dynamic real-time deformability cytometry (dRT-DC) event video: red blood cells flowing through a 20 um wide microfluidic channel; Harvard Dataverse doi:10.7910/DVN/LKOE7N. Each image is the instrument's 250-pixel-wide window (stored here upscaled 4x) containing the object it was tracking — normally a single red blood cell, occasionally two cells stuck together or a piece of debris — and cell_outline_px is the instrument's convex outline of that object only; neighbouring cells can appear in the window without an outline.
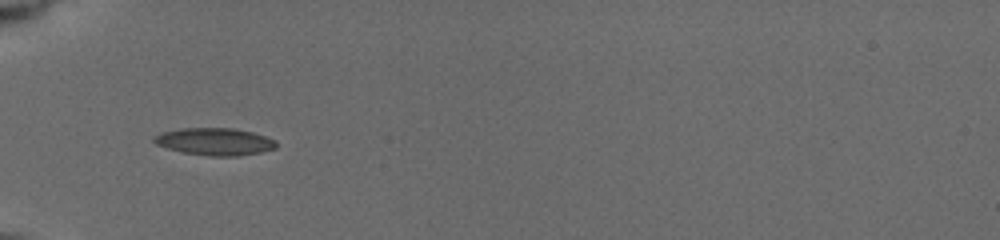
{"species": "common noctule bat (a hibernating species)", "species_latin": "Nyctalus noctula", "temperature_condition": "cold", "stored_images_in_passage": 27, "camera_frame_rate_fps": 3000, "um_per_image_px": 0.085, "animal": {"sex": "female", "body_mass_g": 19.5, "forearm_length_mm": 54.1}, "frame": {"image": 1, "passage_image": 1, "time_ms": 0.0, "image_size_px": [1000, 240], "cell_outline_px": [[276, 148], [260, 152], [236, 156], [208, 156], [184, 152], [168, 148], [156, 144], [152, 140], [152, 136], [164, 132], [180, 128], [232, 128], [252, 132], [276, 140]], "centroid_in_image_um": [18.24, 12.03], "position_along_channel_um": 66.8, "area_um2": 19.31}}
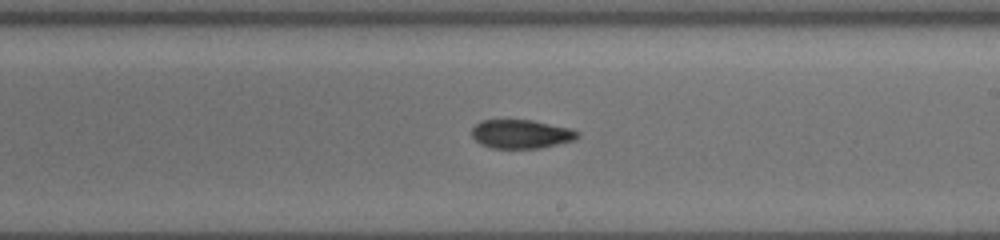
{"frame": {"image": 2, "passage_image": 15, "time_ms": 4.667, "image_size_px": [1000, 240], "cell_outline_px": [[580, 136], [572, 140], [540, 148], [488, 148], [480, 144], [472, 136], [472, 128], [480, 120], [532, 120], [568, 128], [576, 132]], "centroid_in_image_um": [44.22, 11.39], "position_along_channel_um": 244.8, "area_um2": 17.51}}
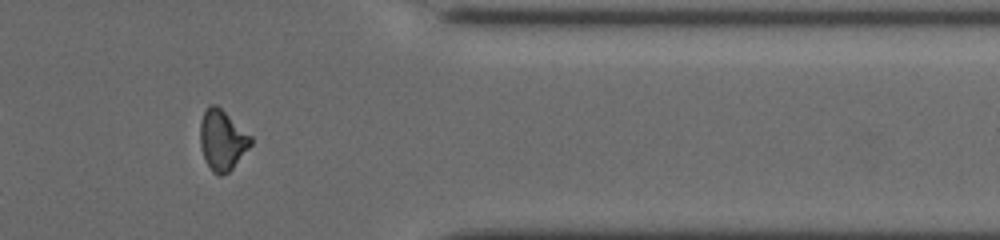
{"frame": {"image": 3, "passage_image": 25, "time_ms": 8.667, "image_size_px": [1000, 240], "cell_outline_px": [[252, 144], [232, 168], [228, 172], [220, 176], [216, 176], [212, 172], [204, 160], [200, 148], [200, 124], [204, 112], [208, 104], [216, 104], [252, 136]], "centroid_in_image_um": [18.87, 11.92], "position_along_channel_um": 392.5, "area_um2": 17.92}, "authors_computed_cell_mechanics": {"area_um2": 17.9758, "velocity_mm_per_s": 3.949, "shape_relaxation_time_tau1_ms": 4.9113, "shape_relaxation_time_tau2_ms": null, "deformation_change_tau1": 0.15, "deformation_change_tau2": null}}